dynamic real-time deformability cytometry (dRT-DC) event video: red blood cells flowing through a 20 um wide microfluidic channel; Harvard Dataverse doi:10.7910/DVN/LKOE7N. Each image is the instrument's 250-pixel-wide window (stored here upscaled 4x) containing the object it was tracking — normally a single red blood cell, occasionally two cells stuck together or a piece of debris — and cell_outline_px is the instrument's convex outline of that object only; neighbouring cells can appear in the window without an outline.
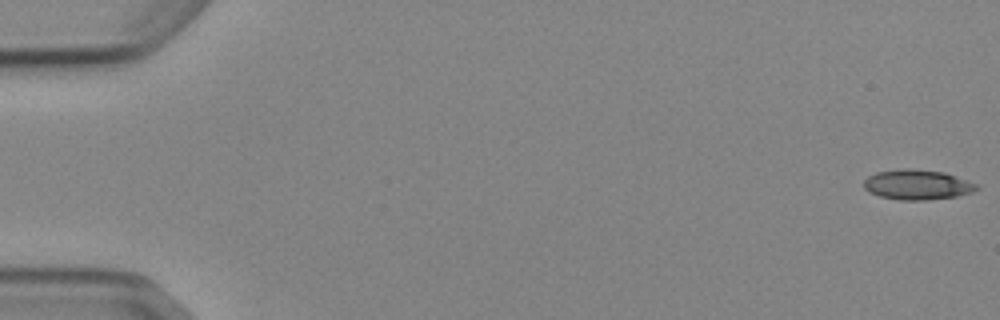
{"species": "Egyptian fruit bat (a non-hibernating species)", "species_latin": "Rousettus aegyptiacus", "temperature_condition": "cold", "stored_images_in_passage": 4, "camera_frame_rate_fps": 3000, "um_per_image_px": 0.085, "animal": {"sex": "female"}, "frame": {"image": 1, "passage_image": 1, "time_ms": 0.0, "image_size_px": [1000, 320], "cell_outline_px": [[980, 188], [972, 192], [956, 196], [924, 200], [900, 200], [880, 196], [868, 192], [864, 188], [864, 180], [868, 176], [876, 172], [900, 168], [908, 168], [944, 172], [976, 184]], "centroid_in_image_um": [77.93, 15.69], "position_along_channel_um": 7.1, "area_um2": 19.65}}